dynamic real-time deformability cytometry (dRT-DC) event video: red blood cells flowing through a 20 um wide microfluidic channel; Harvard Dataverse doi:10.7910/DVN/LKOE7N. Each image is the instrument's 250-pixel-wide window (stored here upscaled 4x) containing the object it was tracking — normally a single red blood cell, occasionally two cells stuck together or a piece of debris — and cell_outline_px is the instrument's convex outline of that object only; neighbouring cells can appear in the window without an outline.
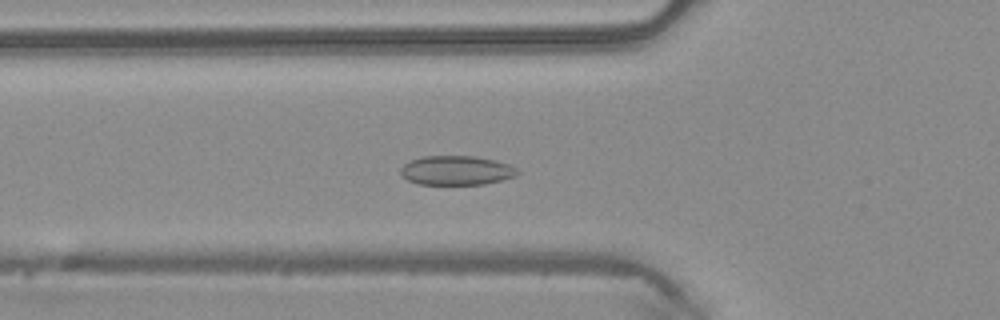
{"species": "common noctule bat (a hibernating species)", "species_latin": "Nyctalus noctula", "temperature_condition": "warm", "stored_images_in_passage": 38, "camera_frame_rate_fps": 3000, "um_per_image_px": 0.085, "animal": {"sex": "male", "body_mass_g": 20.4}, "frame": {"image": 1, "passage_image": 5, "time_ms": 1.333, "image_size_px": [1000, 320], "cell_outline_px": [[520, 172], [516, 176], [484, 184], [420, 184], [408, 180], [400, 172], [400, 168], [404, 164], [412, 160], [424, 156], [476, 156], [496, 160], [508, 164], [516, 168]], "centroid_in_image_um": [38.82, 14.48], "position_along_channel_um": 87.0, "area_um2": 19.83}}
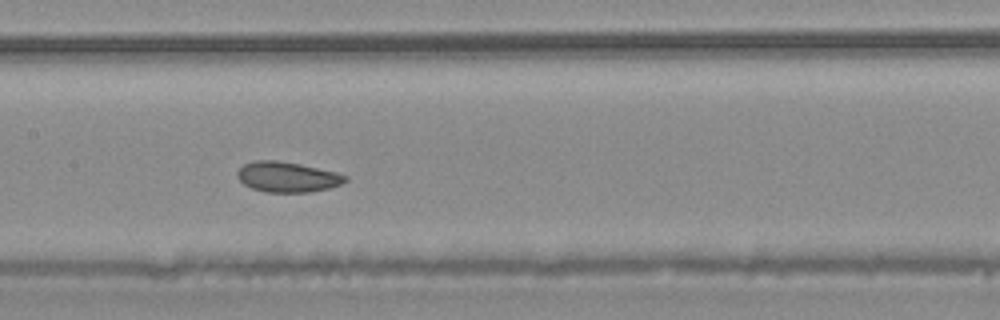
{"frame": {"image": 2, "passage_image": 12, "time_ms": 3.667, "image_size_px": [1000, 320], "cell_outline_px": [[348, 180], [340, 184], [328, 188], [312, 192], [268, 192], [252, 188], [244, 184], [236, 176], [236, 172], [244, 164], [256, 160], [276, 160], [300, 164], [336, 172], [348, 176]], "centroid_in_image_um": [24.42, 15.04], "position_along_channel_um": 183.0, "area_um2": 19.02}}
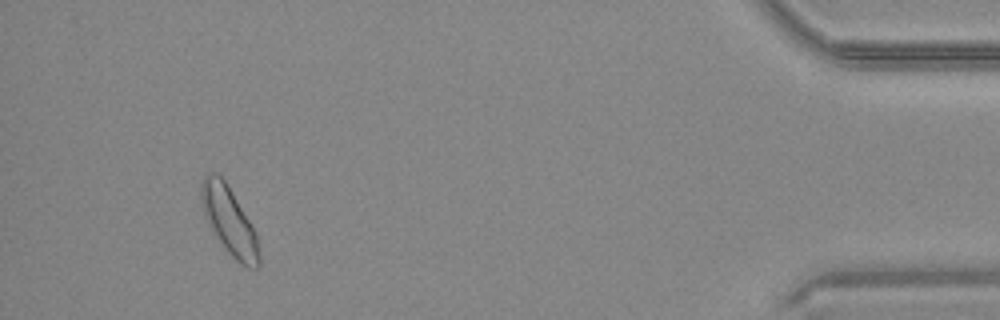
{"frame": {"image": 3, "passage_image": 34, "time_ms": 11.0, "image_size_px": [1000, 320], "cell_outline_px": [[260, 264], [256, 268], [248, 268], [240, 264], [224, 248], [200, 208], [200, 184], [204, 176], [208, 172], [216, 172], [224, 180], [256, 232], [260, 256]], "centroid_in_image_um": [19.46, 18.77], "position_along_channel_um": 415.7, "area_um2": 22.66}, "authors_computed_cell_mechanics": {"area_um2": 19.2763, "velocity_mm_per_s": 4.0882, "shape_relaxation_time_tau1_ms": null, "shape_relaxation_time_tau2_ms": 2.3823, "deformation_change_tau1": null, "deformation_change_tau2": 0.0815}}